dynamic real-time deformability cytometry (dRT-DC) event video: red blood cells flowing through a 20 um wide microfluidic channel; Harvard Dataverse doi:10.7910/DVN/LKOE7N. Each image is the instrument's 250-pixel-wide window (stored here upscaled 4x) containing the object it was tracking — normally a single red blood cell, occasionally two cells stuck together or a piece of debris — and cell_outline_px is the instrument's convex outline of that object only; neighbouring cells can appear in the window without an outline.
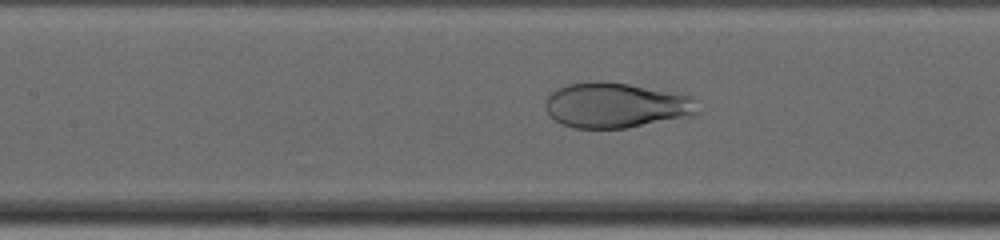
{"species": "human", "species_latin": "Homo sapiens", "temperature_condition": "cold", "stored_images_in_passage": 49, "camera_frame_rate_fps": 3000, "um_per_image_px": 0.085, "donor": {"sex": "female"}, "frame": {"image": 1, "passage_image": 23, "time_ms": 7.333, "image_size_px": [1000, 240], "cell_outline_px": [[700, 112], [696, 116], [624, 128], [572, 128], [560, 124], [548, 116], [544, 108], [544, 100], [556, 88], [568, 84], [592, 80], [608, 80], [692, 96], [696, 100]], "centroid_in_image_um": [52.34, 8.95], "position_along_channel_um": 155.1, "area_um2": 41.04}}
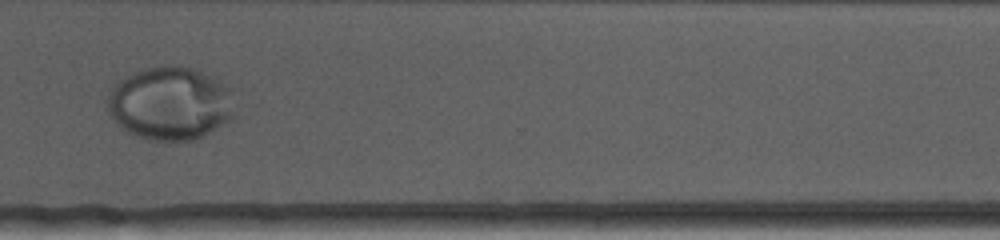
{"frame": {"image": 2, "passage_image": 38, "time_ms": 12.333, "image_size_px": [1000, 240], "cell_outline_px": [[240, 88], [236, 116], [204, 136], [192, 140], [148, 140], [136, 136], [120, 128], [116, 124], [108, 112], [108, 92], [124, 76], [132, 72], [148, 68], [192, 68], [204, 72]], "centroid_in_image_um": [14.61, 8.8], "position_along_channel_um": 356.0, "area_um2": 55.66}}
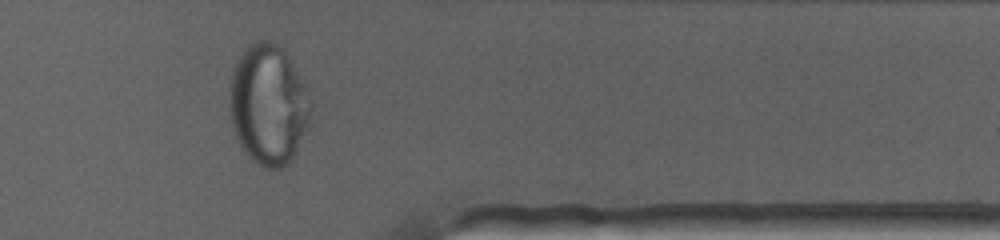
{"frame": {"image": 3, "passage_image": 41, "time_ms": 13.333, "image_size_px": [1000, 240], "cell_outline_px": [[312, 124], [292, 160], [288, 164], [280, 168], [268, 168], [256, 164], [244, 152], [236, 136], [232, 124], [228, 100], [232, 76], [236, 64], [240, 56], [248, 44], [260, 40], [268, 40], [284, 48], [312, 104]], "centroid_in_image_um": [22.84, 8.94], "position_along_channel_um": 388.6, "area_um2": 57.16}}